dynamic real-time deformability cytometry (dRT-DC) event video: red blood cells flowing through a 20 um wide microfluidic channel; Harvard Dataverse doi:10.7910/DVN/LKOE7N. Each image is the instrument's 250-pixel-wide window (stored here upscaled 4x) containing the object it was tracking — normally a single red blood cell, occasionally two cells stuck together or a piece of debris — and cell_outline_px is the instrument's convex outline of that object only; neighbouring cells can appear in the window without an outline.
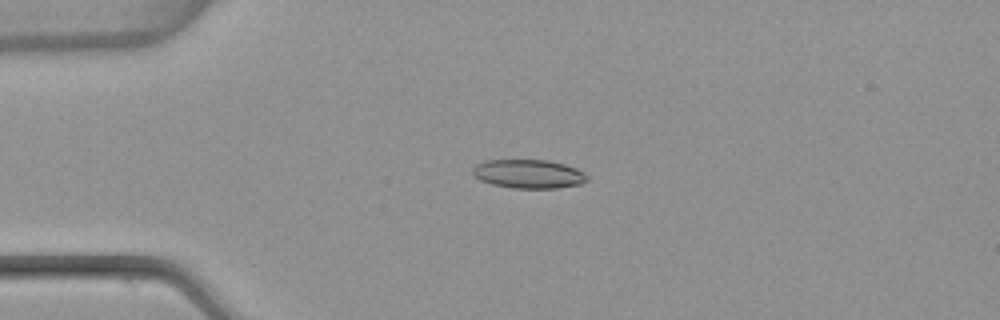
{"species": "common noctule bat (a hibernating species)", "species_latin": "Nyctalus noctula", "temperature_condition": "warm", "stored_images_in_passage": 4, "camera_frame_rate_fps": 3000, "um_per_image_px": 0.085, "animal": {"sex": "female", "body_mass_g": 22.7, "forearm_length_mm": 54.2}, "frame": {"image": 1, "passage_image": 4, "time_ms": 1.0, "image_size_px": [1000, 320], "cell_outline_px": [[588, 180], [580, 184], [556, 188], [512, 188], [492, 184], [480, 180], [472, 176], [472, 168], [476, 164], [484, 160], [548, 160], [564, 164], [576, 168], [584, 172], [588, 176]], "centroid_in_image_um": [44.9, 14.78], "position_along_channel_um": 40.1, "area_um2": 19.36}}